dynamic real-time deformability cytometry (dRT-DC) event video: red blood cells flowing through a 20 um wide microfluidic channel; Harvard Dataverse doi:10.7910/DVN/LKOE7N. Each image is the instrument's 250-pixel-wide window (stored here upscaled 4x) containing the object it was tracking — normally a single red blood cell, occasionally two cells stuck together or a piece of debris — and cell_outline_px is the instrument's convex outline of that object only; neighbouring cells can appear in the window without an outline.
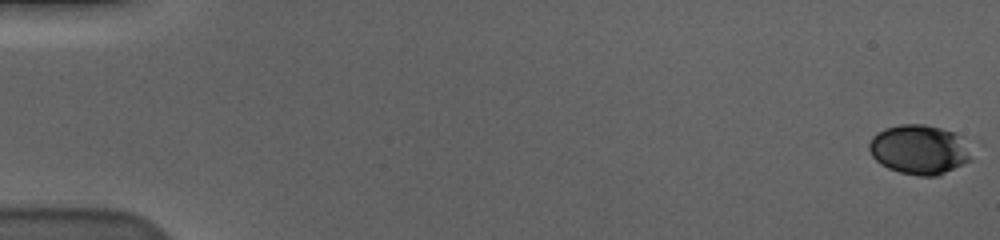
{"species": "human", "species_latin": "Homo sapiens", "temperature_condition": "cold", "stored_images_in_passage": 59, "camera_frame_rate_fps": 3000, "um_per_image_px": 0.085, "donor": {"sex": "male"}, "frame": {"image": 1, "passage_image": 1, "time_ms": 0.0, "image_size_px": [1000, 240], "cell_outline_px": [[972, 160], [940, 176], [920, 176], [900, 172], [888, 168], [880, 164], [872, 156], [868, 148], [868, 144], [872, 136], [876, 132], [884, 128], [900, 124], [924, 124], [956, 132], [964, 136], [972, 152]], "centroid_in_image_um": [78.18, 12.71], "position_along_channel_um": 6.8, "area_um2": 30.23}}
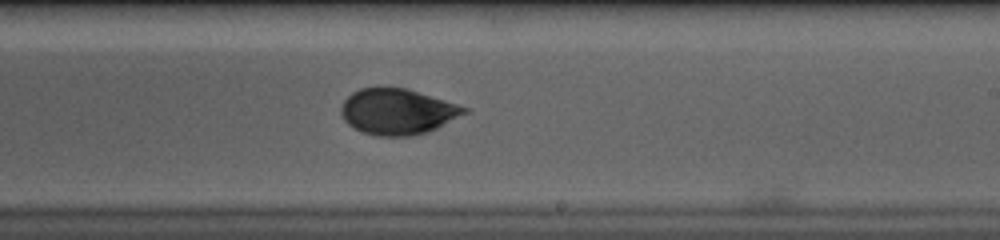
{"frame": {"image": 2, "passage_image": 37, "time_ms": 12.0, "image_size_px": [1000, 240], "cell_outline_px": [[468, 112], [428, 132], [412, 136], [376, 136], [364, 132], [348, 124], [344, 120], [340, 112], [340, 108], [344, 100], [352, 92], [360, 88], [408, 88], [468, 108]], "centroid_in_image_um": [33.77, 9.49], "position_along_channel_um": 255.2, "area_um2": 32.66}}
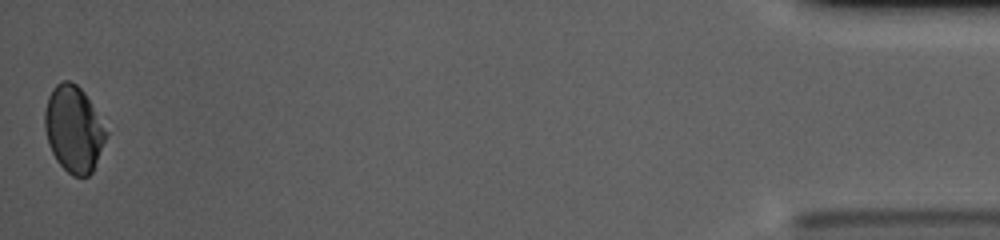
{"frame": {"image": 3, "passage_image": 59, "time_ms": 19.333, "image_size_px": [1000, 240], "cell_outline_px": [[108, 132], [92, 172], [88, 176], [72, 176], [56, 160], [48, 144], [44, 128], [44, 112], [48, 96], [52, 88], [56, 84], [64, 80], [68, 80], [76, 84], [84, 92]], "centroid_in_image_um": [6.23, 10.96], "position_along_channel_um": 429.0, "area_um2": 30.63}, "authors_computed_cell_mechanics": {"area_um2": 31.9634, "velocity_mm_per_s": 3.5806, "shape_relaxation_time_tau1_ms": 4.4246, "shape_relaxation_time_tau2_ms": 3.1396, "deformation_change_tau1": 0.0979, "deformation_change_tau2": 0.0482}}